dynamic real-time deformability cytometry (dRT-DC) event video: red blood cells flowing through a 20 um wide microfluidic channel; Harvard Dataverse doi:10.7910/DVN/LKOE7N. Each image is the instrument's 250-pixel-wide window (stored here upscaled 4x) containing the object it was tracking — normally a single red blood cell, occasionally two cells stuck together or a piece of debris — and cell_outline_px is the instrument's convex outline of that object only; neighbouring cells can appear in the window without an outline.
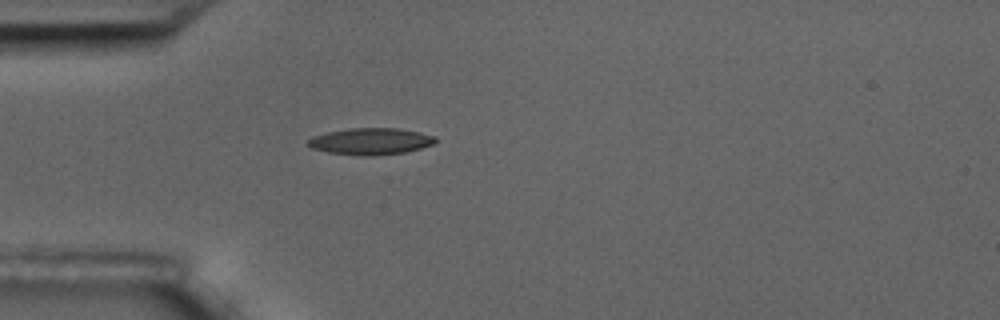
{"species": "common noctule bat (a hibernating species)", "species_latin": "Nyctalus noctula", "temperature_condition": "room temperature", "stored_images_in_passage": 1, "camera_frame_rate_fps": 3000, "um_per_image_px": 0.085, "animal": {"sex": "male", "body_mass_g": 17.5, "forearm_length_mm": 52.3}, "frame": {"image": 1, "passage_image": 1, "time_ms": 0.0, "image_size_px": [1000, 320], "cell_outline_px": [[436, 140], [432, 144], [420, 148], [404, 152], [372, 156], [364, 156], [328, 152], [312, 148], [304, 144], [312, 136], [328, 132], [348, 128], [396, 128], [420, 132], [436, 136]], "centroid_in_image_um": [31.47, 12.01], "position_along_channel_um": 53.5, "area_um2": 19.77}}